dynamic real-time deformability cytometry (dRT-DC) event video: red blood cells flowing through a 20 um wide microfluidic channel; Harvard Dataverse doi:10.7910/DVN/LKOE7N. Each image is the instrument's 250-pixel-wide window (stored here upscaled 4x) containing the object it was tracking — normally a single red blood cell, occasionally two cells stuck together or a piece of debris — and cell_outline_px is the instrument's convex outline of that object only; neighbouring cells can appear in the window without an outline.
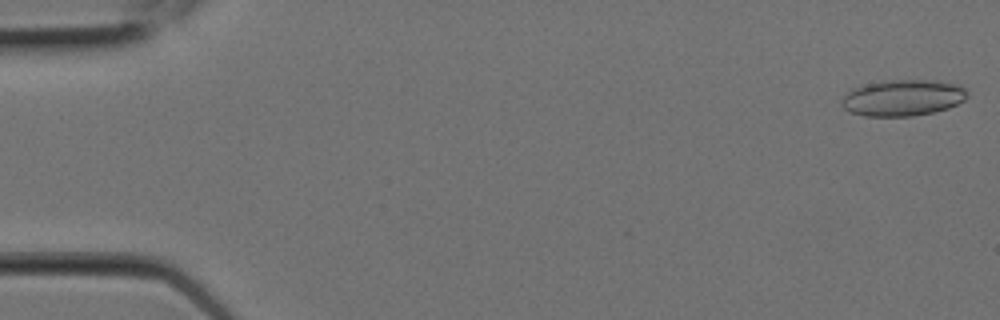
{"species": "Egyptian fruit bat (a non-hibernating species)", "species_latin": "Rousettus aegyptiacus", "temperature_condition": "room temperature", "stored_images_in_passage": 6, "camera_frame_rate_fps": 3000, "um_per_image_px": 0.085, "animal": {"sex": "female"}, "frame": {"image": 1, "passage_image": 1, "time_ms": 0.0, "image_size_px": [1000, 320], "cell_outline_px": [[968, 96], [964, 100], [948, 108], [932, 112], [912, 116], [864, 116], [848, 112], [840, 104], [840, 100], [852, 88], [868, 84], [888, 80], [936, 80], [956, 84], [964, 88], [968, 92]], "centroid_in_image_um": [76.72, 8.32], "position_along_channel_um": 8.3, "area_um2": 26.59}}
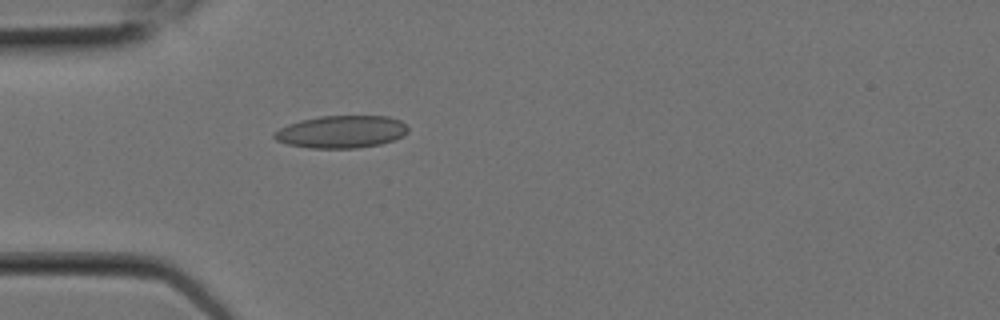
{"frame": {"image": 2, "passage_image": 6, "time_ms": 1.667, "image_size_px": [1000, 320], "cell_outline_px": [[408, 132], [404, 136], [380, 144], [356, 148], [312, 148], [288, 144], [276, 140], [272, 136], [280, 128], [288, 124], [300, 120], [320, 116], [388, 116], [400, 120], [408, 124]], "centroid_in_image_um": [29.05, 11.19], "position_along_channel_um": 55.9, "area_um2": 25.32}}